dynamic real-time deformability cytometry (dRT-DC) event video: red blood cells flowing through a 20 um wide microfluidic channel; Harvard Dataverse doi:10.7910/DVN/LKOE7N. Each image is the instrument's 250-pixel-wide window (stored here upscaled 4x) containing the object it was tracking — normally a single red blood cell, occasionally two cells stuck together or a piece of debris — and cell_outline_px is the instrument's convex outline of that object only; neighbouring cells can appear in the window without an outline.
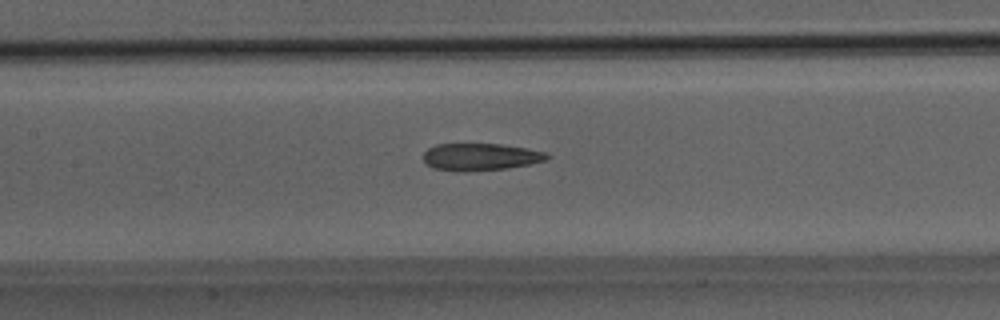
{"species": "Egyptian fruit bat (a non-hibernating species)", "species_latin": "Rousettus aegyptiacus", "temperature_condition": "room temperature", "stored_images_in_passage": 44, "camera_frame_rate_fps": 3000, "um_per_image_px": 0.085, "animal": {"sex": "male"}, "frame": {"image": 1, "passage_image": 18, "time_ms": 5.667, "image_size_px": [1000, 320], "cell_outline_px": [[552, 156], [548, 160], [508, 168], [464, 172], [460, 172], [432, 168], [424, 160], [424, 152], [428, 148], [436, 144], [500, 144], [524, 148], [544, 152]], "centroid_in_image_um": [40.83, 13.34], "position_along_channel_um": 166.6, "area_um2": 19.59}}
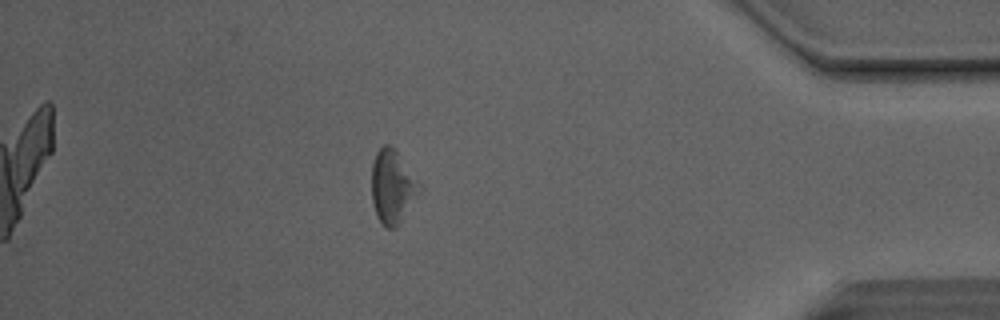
{"frame": {"image": 2, "passage_image": 38, "time_ms": 12.333, "image_size_px": [1000, 320], "cell_outline_px": [[424, 188], [400, 224], [396, 228], [388, 228], [376, 216], [372, 204], [372, 164], [376, 152], [384, 144], [388, 144], [396, 148], [424, 184]], "centroid_in_image_um": [33.44, 15.84], "position_along_channel_um": 401.8, "area_um2": 21.44}, "authors_computed_cell_mechanics": {"area_um2": 20.519, "velocity_mm_per_s": 4.1427, "shape_relaxation_time_tau1_ms": null, "shape_relaxation_time_tau2_ms": 5.1688, "deformation_change_tau1": null, "deformation_change_tau2": 0.154}}